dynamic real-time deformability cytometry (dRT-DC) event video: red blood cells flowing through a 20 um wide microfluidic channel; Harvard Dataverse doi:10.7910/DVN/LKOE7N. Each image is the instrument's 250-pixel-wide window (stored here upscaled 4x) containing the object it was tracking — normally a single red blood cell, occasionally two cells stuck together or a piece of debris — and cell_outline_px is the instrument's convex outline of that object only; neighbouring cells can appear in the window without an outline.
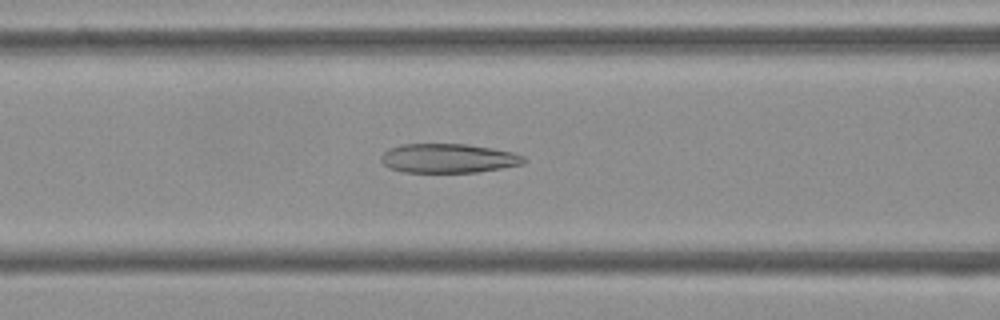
{"species": "Egyptian fruit bat (a non-hibernating species)", "species_latin": "Rousettus aegyptiacus", "temperature_condition": "cold", "stored_images_in_passage": 37, "camera_frame_rate_fps": 3000, "um_per_image_px": 0.085, "frame": {"image": 1, "passage_image": 6, "time_ms": 1.667, "image_size_px": [1000, 320], "cell_outline_px": [[528, 160], [524, 164], [476, 172], [404, 172], [388, 168], [380, 160], [380, 156], [388, 148], [404, 144], [468, 144], [492, 148], [512, 152], [524, 156]], "centroid_in_image_um": [38.1, 13.45], "position_along_channel_um": 128.5, "area_um2": 24.39}}
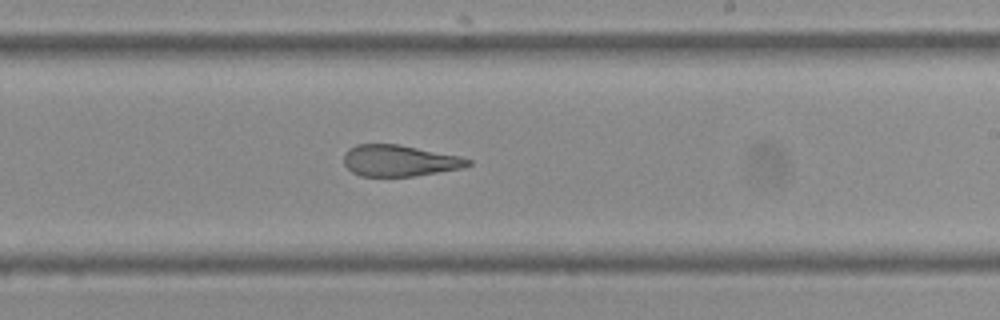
{"frame": {"image": 2, "passage_image": 16, "time_ms": 5.0, "image_size_px": [1000, 320], "cell_outline_px": [[472, 164], [460, 168], [416, 176], [360, 176], [352, 172], [344, 164], [344, 156], [348, 148], [356, 144], [400, 144], [460, 156], [472, 160]], "centroid_in_image_um": [33.94, 13.65], "position_along_channel_um": 255.1, "area_um2": 22.72}}
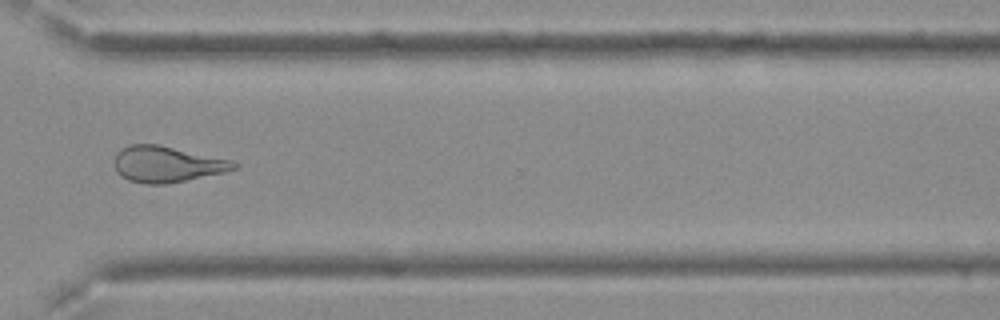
{"frame": {"image": 3, "passage_image": 24, "time_ms": 7.667, "image_size_px": [1000, 320], "cell_outline_px": [[240, 164], [236, 168], [224, 172], [164, 184], [144, 184], [128, 180], [120, 176], [116, 172], [112, 160], [116, 152], [120, 148], [132, 144], [160, 144], [232, 160]], "centroid_in_image_um": [14.13, 13.94], "position_along_channel_um": 356.5, "area_um2": 25.37}, "authors_computed_cell_mechanics": {"area_um2": 24.854, "velocity_mm_per_s": 3.7952, "shape_relaxation_time_tau1_ms": null, "shape_relaxation_time_tau2_ms": 2.6374, "deformation_change_tau1": null, "deformation_change_tau2": 0.1283}}